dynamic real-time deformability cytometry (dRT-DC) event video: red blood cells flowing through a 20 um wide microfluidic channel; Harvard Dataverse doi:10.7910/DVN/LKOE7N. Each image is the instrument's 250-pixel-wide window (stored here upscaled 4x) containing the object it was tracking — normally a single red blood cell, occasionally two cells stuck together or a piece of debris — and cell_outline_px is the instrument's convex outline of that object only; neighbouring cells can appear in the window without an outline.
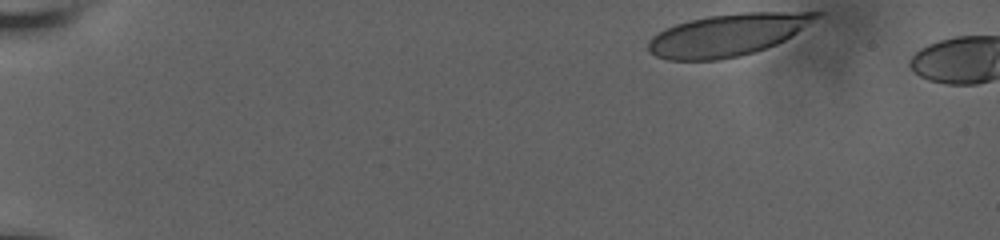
{"species": "human", "species_latin": "Homo sapiens", "temperature_condition": "room temperature", "stored_images_in_passage": 3, "camera_frame_rate_fps": 3000, "um_per_image_px": 0.085, "donor": {"sex": "male"}, "frame": {"image": 1, "passage_image": 1, "time_ms": 0.0, "image_size_px": [1000, 240], "cell_outline_px": [[824, 12], [808, 24], [784, 40], [776, 44], [740, 56], [716, 60], [668, 60], [656, 56], [648, 52], [648, 40], [652, 36], [664, 28], [688, 20], [708, 16], [740, 12]], "centroid_in_image_um": [61.76, 2.97], "position_along_channel_um": 23.2, "area_um2": 40.92}}